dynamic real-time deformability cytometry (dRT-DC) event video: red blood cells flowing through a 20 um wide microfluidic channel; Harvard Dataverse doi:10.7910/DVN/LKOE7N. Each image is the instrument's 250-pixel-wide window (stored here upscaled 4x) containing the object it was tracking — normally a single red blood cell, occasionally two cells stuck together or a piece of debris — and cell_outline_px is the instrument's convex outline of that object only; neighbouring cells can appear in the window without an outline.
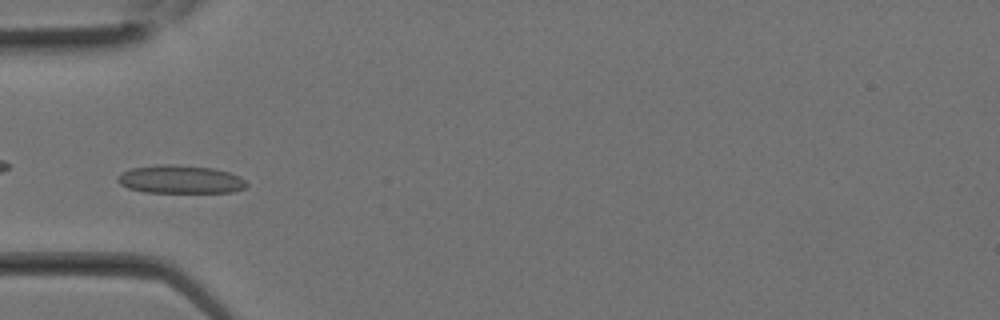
{"species": "Egyptian fruit bat (a non-hibernating species)", "species_latin": "Rousettus aegyptiacus", "temperature_condition": "room temperature", "stored_images_in_passage": 14, "camera_frame_rate_fps": 3000, "um_per_image_px": 0.085, "animal": {"sex": "female"}, "frame": {"image": 1, "passage_image": 8, "time_ms": 2.333, "image_size_px": [1000, 320], "cell_outline_px": [[248, 184], [244, 188], [232, 192], [144, 192], [128, 188], [120, 184], [116, 180], [116, 176], [120, 172], [132, 168], [156, 164], [176, 164], [212, 168], [228, 172], [240, 176]], "centroid_in_image_um": [15.28, 15.24], "position_along_channel_um": 69.7, "area_um2": 21.33}}
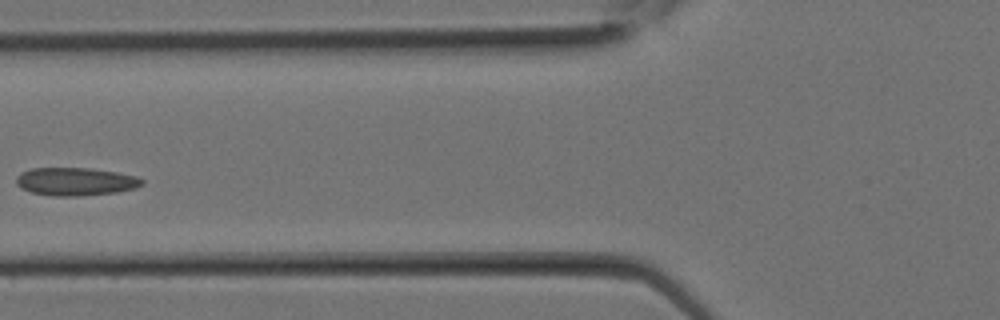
{"frame": {"image": 2, "passage_image": 10, "time_ms": 3.0, "image_size_px": [1000, 320], "cell_outline_px": [[144, 184], [136, 188], [116, 192], [76, 196], [52, 196], [32, 192], [20, 188], [16, 184], [16, 176], [20, 172], [32, 168], [88, 168], [116, 172], [136, 176], [144, 180]], "centroid_in_image_um": [6.4, 15.43], "position_along_channel_um": 119.4, "area_um2": 20.58}}